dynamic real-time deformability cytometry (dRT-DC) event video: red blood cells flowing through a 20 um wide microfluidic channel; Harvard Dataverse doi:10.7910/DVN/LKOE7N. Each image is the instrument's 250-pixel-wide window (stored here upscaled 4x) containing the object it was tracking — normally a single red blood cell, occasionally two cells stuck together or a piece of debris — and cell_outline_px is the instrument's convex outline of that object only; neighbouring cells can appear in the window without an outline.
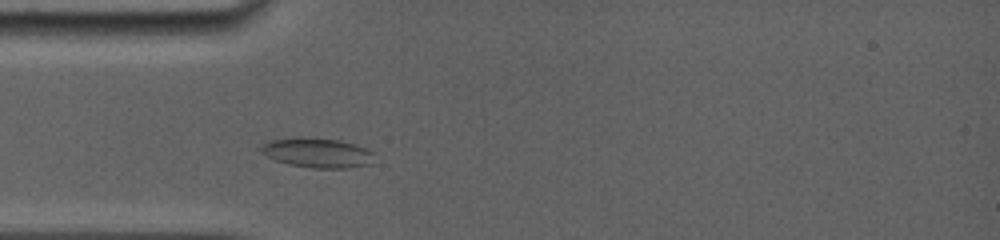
{"species": "common noctule bat (a hibernating species)", "species_latin": "Nyctalus noctula", "temperature_condition": "room temperature", "stored_images_in_passage": 27, "camera_frame_rate_fps": 5000, "um_per_image_px": 0.085, "animal": {"sex": "female", "body_mass_g": 19.0, "forearm_length_mm": 56.7}, "frame": {"image": 1, "passage_image": 4, "time_ms": 1.6, "image_size_px": [1000, 240], "cell_outline_px": [[372, 152], [368, 164], [348, 168], [312, 168], [288, 164], [276, 160], [260, 152], [260, 144], [272, 140], [296, 136], [340, 140], [356, 144]], "centroid_in_image_um": [26.89, 12.97], "position_along_channel_um": 58.1, "area_um2": 19.48}}
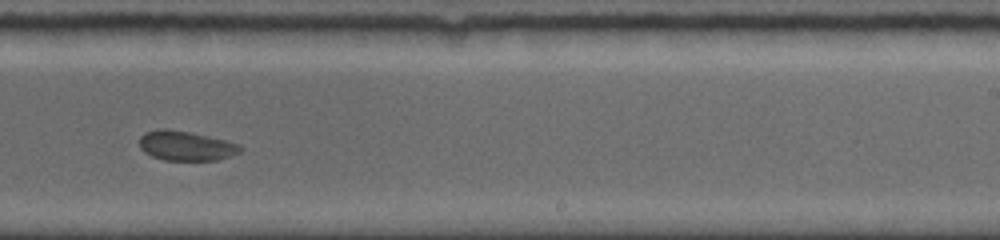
{"frame": {"image": 2, "passage_image": 16, "time_ms": 7.2, "image_size_px": [1000, 240], "cell_outline_px": [[244, 148], [240, 152], [216, 160], [164, 160], [152, 156], [144, 152], [140, 148], [140, 136], [144, 132], [156, 128], [168, 128], [192, 132], [240, 144]], "centroid_in_image_um": [15.77, 12.37], "position_along_channel_um": 273.2, "area_um2": 17.57}}
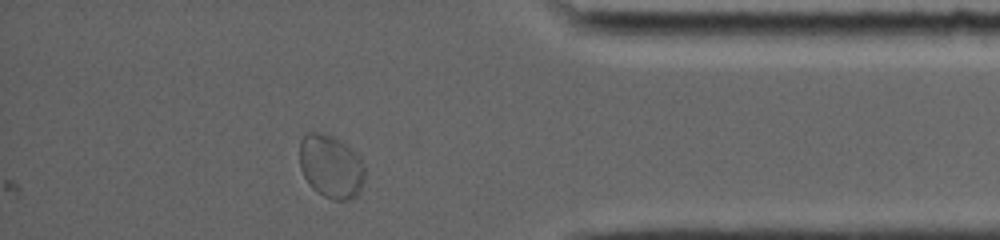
{"frame": {"image": 3, "passage_image": 27, "time_ms": 11.0, "image_size_px": [1000, 240], "cell_outline_px": [[364, 180], [356, 196], [348, 200], [332, 200], [316, 192], [308, 184], [300, 168], [300, 140], [308, 132], [324, 132], [340, 140], [356, 152], [360, 156], [364, 164]], "centroid_in_image_um": [28.13, 14.14], "position_along_channel_um": 407.1, "area_um2": 24.33}}